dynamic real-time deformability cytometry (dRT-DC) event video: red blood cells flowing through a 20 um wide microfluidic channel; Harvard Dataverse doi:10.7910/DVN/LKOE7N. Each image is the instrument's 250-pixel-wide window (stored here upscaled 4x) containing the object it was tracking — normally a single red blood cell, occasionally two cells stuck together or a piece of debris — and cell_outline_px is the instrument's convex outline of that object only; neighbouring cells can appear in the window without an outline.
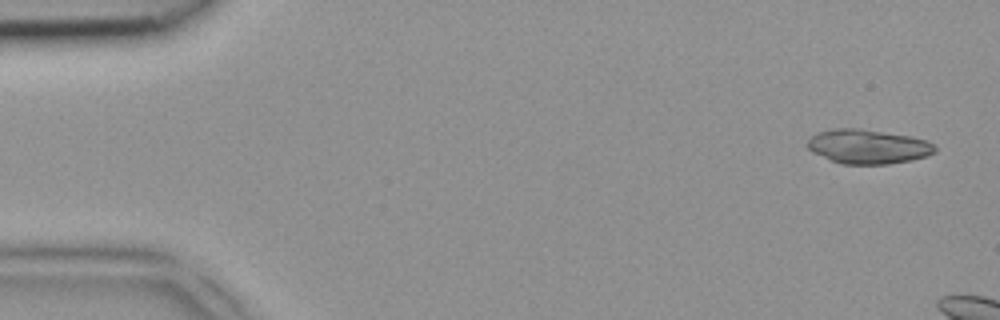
{"species": "common noctule bat (a hibernating species)", "species_latin": "Nyctalus noctula", "temperature_condition": "room temperature", "stored_images_in_passage": 4, "camera_frame_rate_fps": 3000, "um_per_image_px": 0.085, "animal": {"sex": "female", "body_mass_g": 18.4}, "frame": {"image": 1, "passage_image": 1, "time_ms": 0.0, "image_size_px": [1000, 320], "cell_outline_px": [[936, 152], [928, 156], [912, 160], [888, 164], [840, 164], [812, 152], [804, 144], [808, 136], [816, 132], [832, 128], [860, 128], [912, 136], [928, 140], [936, 144]], "centroid_in_image_um": [73.76, 12.44], "position_along_channel_um": 11.2, "area_um2": 26.18}}